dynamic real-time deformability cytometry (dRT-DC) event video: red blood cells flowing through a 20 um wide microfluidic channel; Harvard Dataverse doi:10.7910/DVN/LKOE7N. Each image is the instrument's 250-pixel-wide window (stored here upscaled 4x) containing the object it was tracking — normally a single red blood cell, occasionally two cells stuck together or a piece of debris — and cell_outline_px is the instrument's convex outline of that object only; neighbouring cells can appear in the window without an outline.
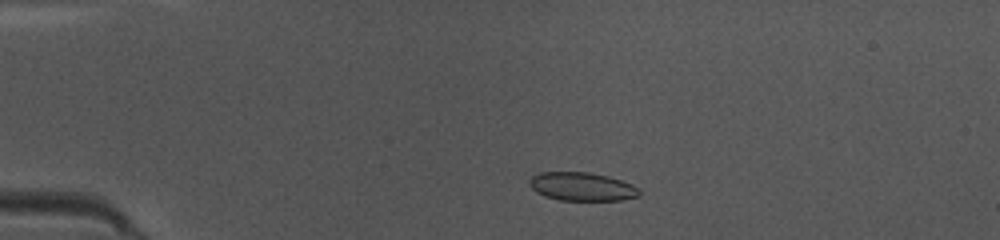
{"species": "common noctule bat (a hibernating species)", "species_latin": "Nyctalus noctula", "temperature_condition": "warm", "stored_images_in_passage": 46, "camera_frame_rate_fps": 3000, "um_per_image_px": 0.085, "animal": {"sex": "female", "body_mass_g": 10.0, "forearm_length_mm": 53.1}, "frame": {"image": 1, "passage_image": 9, "time_ms": 2.667, "image_size_px": [1000, 240], "cell_outline_px": [[640, 196], [620, 200], [560, 200], [544, 196], [536, 192], [528, 184], [528, 180], [532, 176], [540, 172], [588, 172], [608, 176], [632, 184], [640, 188]], "centroid_in_image_um": [49.46, 15.86], "position_along_channel_um": 35.5, "area_um2": 18.32}}
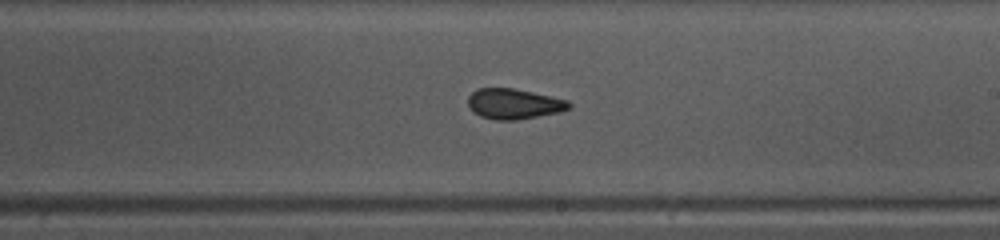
{"frame": {"image": 2, "passage_image": 27, "time_ms": 8.667, "image_size_px": [1000, 240], "cell_outline_px": [[572, 108], [560, 112], [516, 120], [496, 120], [480, 116], [472, 112], [468, 104], [468, 96], [476, 88], [512, 88], [532, 92], [568, 100], [572, 104]], "centroid_in_image_um": [43.68, 8.83], "position_along_channel_um": 245.3, "area_um2": 17.98}}
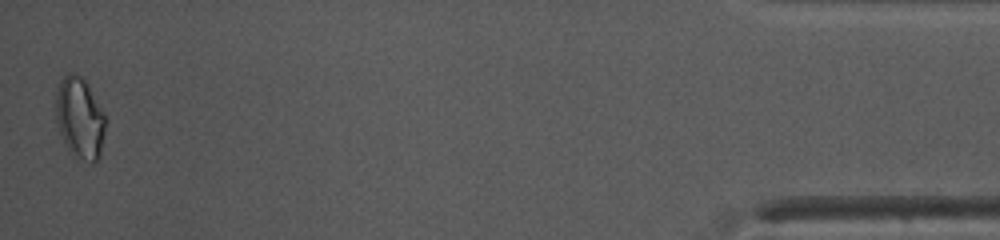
{"frame": {"image": 3, "passage_image": 46, "time_ms": 15.0, "image_size_px": [1000, 240], "cell_outline_px": [[104, 132], [100, 156], [92, 164], [72, 156], [68, 152], [60, 132], [56, 120], [56, 92], [60, 80], [68, 72], [76, 72], [88, 84], [104, 116]], "centroid_in_image_um": [6.75, 10.05], "position_along_channel_um": 428.4, "area_um2": 23.47}, "authors_computed_cell_mechanics": {"area_um2": 18.207, "velocity_mm_per_s": 4.1698, "shape_relaxation_time_tau1_ms": 7.0581, "shape_relaxation_time_tau2_ms": 1.5547, "deformation_change_tau1": 0.1131, "deformation_change_tau2": 0.0442}}